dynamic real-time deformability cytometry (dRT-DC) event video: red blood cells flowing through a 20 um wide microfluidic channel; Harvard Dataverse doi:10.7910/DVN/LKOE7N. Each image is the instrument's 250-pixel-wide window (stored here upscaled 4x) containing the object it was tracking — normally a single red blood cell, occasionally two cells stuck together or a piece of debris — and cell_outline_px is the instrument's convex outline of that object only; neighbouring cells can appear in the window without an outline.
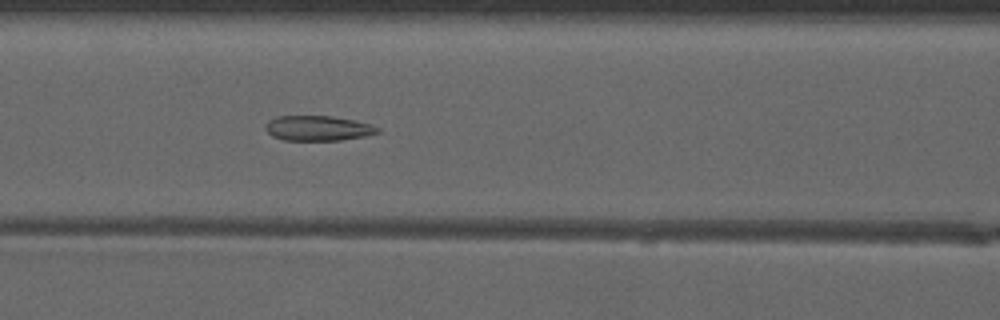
{"species": "common noctule bat (a hibernating species)", "species_latin": "Nyctalus noctula", "temperature_condition": "warm", "stored_images_in_passage": 46, "camera_frame_rate_fps": 3000, "um_per_image_px": 0.085, "animal": {"sex": "male", "forearm_length_mm": 52.5}, "frame": {"image": 1, "passage_image": 23, "time_ms": 7.333, "image_size_px": [1000, 320], "cell_outline_px": [[380, 132], [368, 136], [340, 140], [284, 140], [272, 136], [264, 128], [264, 124], [268, 120], [276, 116], [332, 116], [356, 120], [380, 128]], "centroid_in_image_um": [27.02, 10.89], "position_along_channel_um": 139.6, "area_um2": 16.53}}
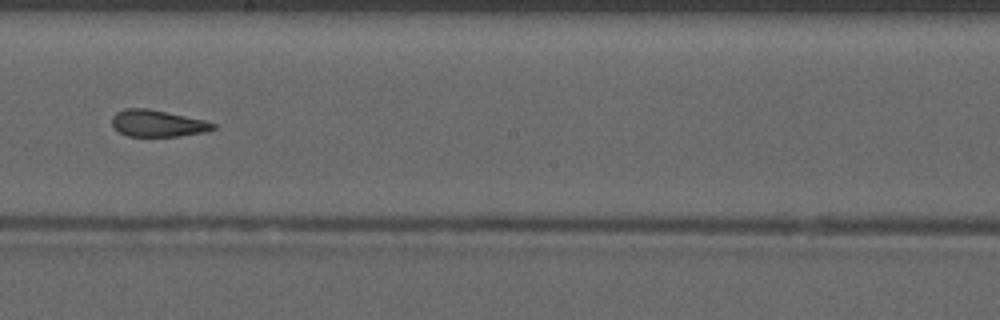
{"frame": {"image": 2, "passage_image": 30, "time_ms": 9.667, "image_size_px": [1000, 320], "cell_outline_px": [[216, 128], [208, 132], [176, 136], [128, 136], [120, 132], [112, 124], [112, 116], [116, 112], [124, 108], [144, 108], [204, 120], [216, 124]], "centroid_in_image_um": [13.4, 10.49], "position_along_channel_um": 234.8, "area_um2": 15.55}}
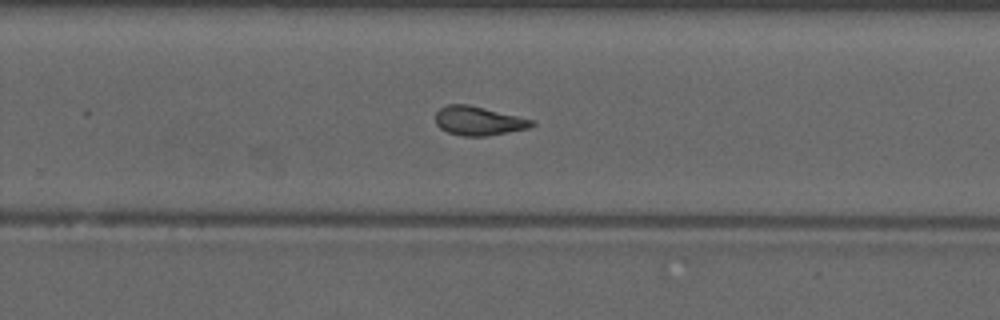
{"frame": {"image": 3, "passage_image": 34, "time_ms": 11.0, "image_size_px": [1000, 320], "cell_outline_px": [[536, 124], [532, 128], [484, 136], [460, 136], [448, 132], [440, 128], [436, 124], [436, 112], [444, 104], [468, 104], [536, 120]], "centroid_in_image_um": [40.7, 10.27], "position_along_channel_um": 289.1, "area_um2": 16.47}}